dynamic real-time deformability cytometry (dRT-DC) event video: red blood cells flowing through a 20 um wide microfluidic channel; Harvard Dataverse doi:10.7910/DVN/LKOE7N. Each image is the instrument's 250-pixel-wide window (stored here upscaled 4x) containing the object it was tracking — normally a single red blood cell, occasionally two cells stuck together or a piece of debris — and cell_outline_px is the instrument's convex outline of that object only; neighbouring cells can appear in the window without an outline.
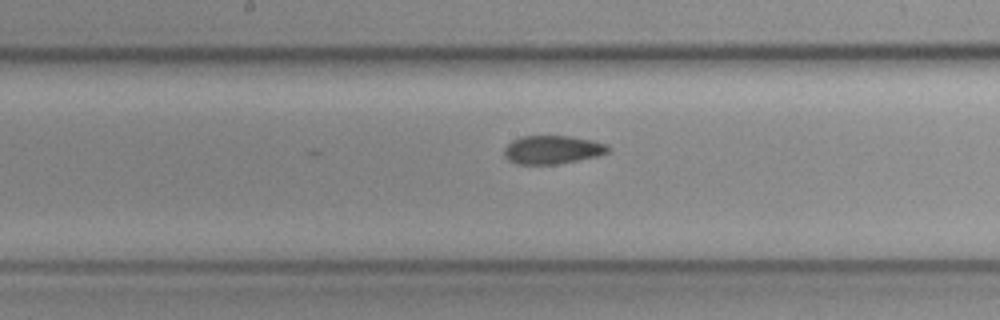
{"species": "common noctule bat (a hibernating species)", "species_latin": "Nyctalus noctula", "temperature_condition": "cold", "stored_images_in_passage": 25, "camera_frame_rate_fps": 3000, "um_per_image_px": 0.085, "animal": {"sex": "female", "body_mass_g": 19.3, "forearm_length_mm": 54.1}, "frame": {"image": 1, "passage_image": 25, "time_ms": 8.0, "image_size_px": [1000, 320], "cell_outline_px": [[612, 148], [608, 152], [596, 156], [556, 164], [516, 164], [508, 160], [504, 156], [504, 148], [512, 140], [520, 136], [568, 136], [592, 140], [608, 144]], "centroid_in_image_um": [46.94, 12.72], "position_along_channel_um": 201.3, "area_um2": 17.22}}